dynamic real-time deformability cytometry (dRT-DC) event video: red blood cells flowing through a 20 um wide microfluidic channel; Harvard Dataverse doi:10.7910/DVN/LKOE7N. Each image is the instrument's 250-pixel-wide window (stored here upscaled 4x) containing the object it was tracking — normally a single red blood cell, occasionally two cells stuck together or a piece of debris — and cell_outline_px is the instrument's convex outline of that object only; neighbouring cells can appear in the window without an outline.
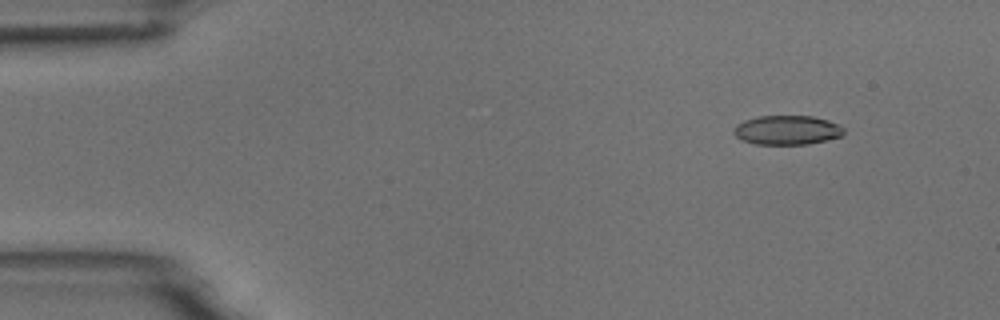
{"species": "common noctule bat (a hibernating species)", "species_latin": "Nyctalus noctula", "temperature_condition": "room temperature", "stored_images_in_passage": 5, "camera_frame_rate_fps": 3000, "um_per_image_px": 0.085, "animal": {"sex": "male", "body_mass_g": 18.8}, "frame": {"image": 1, "passage_image": 2, "time_ms": 1.333, "image_size_px": [1000, 320], "cell_outline_px": [[844, 136], [808, 144], [756, 144], [740, 140], [732, 132], [732, 128], [736, 124], [744, 120], [756, 116], [812, 116], [828, 120], [840, 124], [844, 128]], "centroid_in_image_um": [66.89, 11.05], "position_along_channel_um": 18.1, "area_um2": 19.07}}
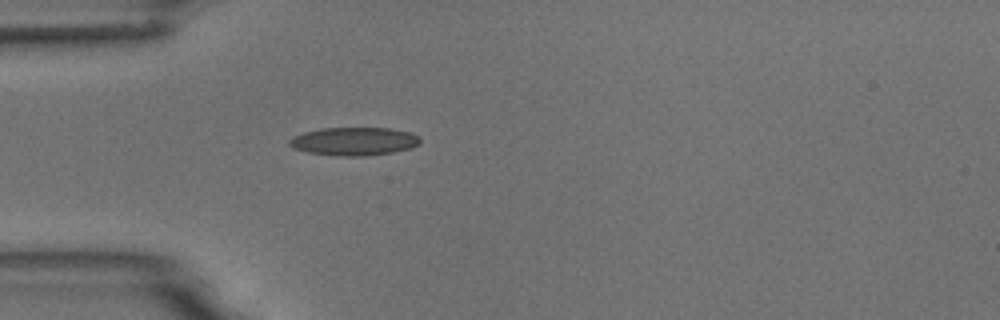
{"frame": {"image": 2, "passage_image": 5, "time_ms": 4.667, "image_size_px": [1000, 320], "cell_outline_px": [[420, 144], [412, 148], [392, 152], [364, 156], [344, 156], [308, 152], [292, 148], [288, 144], [288, 140], [292, 136], [304, 132], [320, 128], [392, 128], [412, 132], [420, 136]], "centroid_in_image_um": [30.11, 12.0], "position_along_channel_um": 54.9, "area_um2": 21.68}}